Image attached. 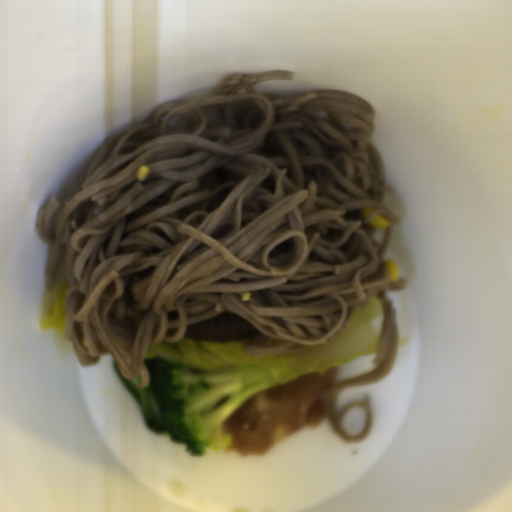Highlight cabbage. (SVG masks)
Returning a JSON list of instances; mask_svg holds the SVG:
<instances>
[{"label": "cabbage", "instance_id": "cabbage-1", "mask_svg": "<svg viewBox=\"0 0 512 512\" xmlns=\"http://www.w3.org/2000/svg\"><path fill=\"white\" fill-rule=\"evenodd\" d=\"M383 316L377 297L366 308L353 309L345 330L326 344L302 347L290 354L252 359L243 352L257 336L235 342H205L183 335L178 341L163 340L150 344L144 357H160L187 371L216 373L232 367L260 366L276 384H284L309 373H326L366 356L376 355L381 331L374 321Z\"/></svg>", "mask_w": 512, "mask_h": 512}, {"label": "cabbage", "instance_id": "cabbage-2", "mask_svg": "<svg viewBox=\"0 0 512 512\" xmlns=\"http://www.w3.org/2000/svg\"><path fill=\"white\" fill-rule=\"evenodd\" d=\"M67 256L57 276L55 287L46 291L42 315L39 321L43 330H53L64 337L66 318L69 308Z\"/></svg>", "mask_w": 512, "mask_h": 512}]
</instances>
